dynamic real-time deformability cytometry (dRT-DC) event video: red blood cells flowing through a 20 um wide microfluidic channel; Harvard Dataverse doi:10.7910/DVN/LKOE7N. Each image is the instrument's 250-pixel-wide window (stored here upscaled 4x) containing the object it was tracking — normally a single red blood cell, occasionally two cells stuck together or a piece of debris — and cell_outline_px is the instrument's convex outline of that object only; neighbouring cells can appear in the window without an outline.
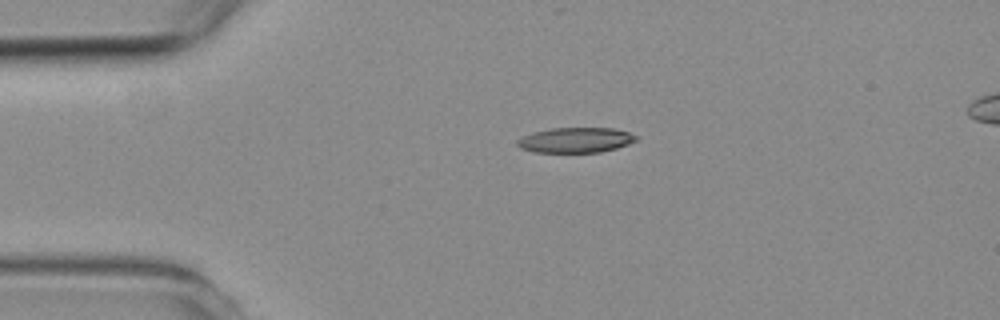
{"species": "common noctule bat (a hibernating species)", "species_latin": "Nyctalus noctula", "temperature_condition": "room temperature", "stored_images_in_passage": 3, "segment_of_instrument_passage": [1, 2], "camera_frame_rate_fps": 3000, "um_per_image_px": 0.085, "animal": {"sex": "female", "body_mass_g": 19.3, "forearm_length_mm": 54.1}, "frame": {"image": 1, "passage_image": 1, "time_ms": 0.0, "image_size_px": [1000, 320], "cell_outline_px": [[636, 140], [628, 144], [616, 148], [600, 152], [532, 152], [520, 148], [516, 144], [516, 140], [532, 132], [552, 128], [612, 128], [628, 132], [636, 136]], "centroid_in_image_um": [48.88, 11.91], "position_along_channel_um": 36.1, "area_um2": 17.34}}